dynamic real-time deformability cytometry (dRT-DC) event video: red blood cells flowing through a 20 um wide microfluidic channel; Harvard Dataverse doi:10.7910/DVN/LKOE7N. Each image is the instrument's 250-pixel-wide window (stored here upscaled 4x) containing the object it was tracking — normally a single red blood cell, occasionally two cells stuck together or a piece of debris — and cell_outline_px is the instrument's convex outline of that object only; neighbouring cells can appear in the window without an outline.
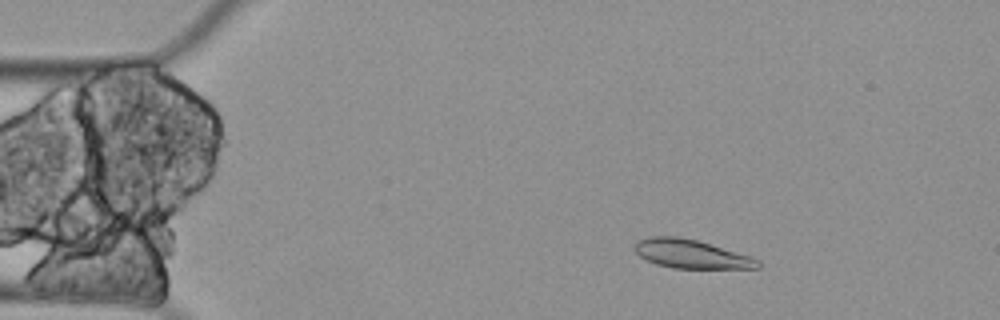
{"species": "Egyptian fruit bat (a non-hibernating species)", "species_latin": "Rousettus aegyptiacus", "temperature_condition": "cold", "stored_images_in_passage": 4, "camera_frame_rate_fps": 3000, "um_per_image_px": 0.085, "animal": {"sex": "female"}, "frame": {"image": 1, "passage_image": 2, "time_ms": 0.333, "image_size_px": [1000, 320], "cell_outline_px": [[760, 268], [672, 268], [656, 264], [640, 256], [636, 252], [636, 240], [648, 236], [676, 236], [696, 240], [752, 256], [760, 260]], "centroid_in_image_um": [58.76, 21.58], "position_along_channel_um": 26.2, "area_um2": 20.52}}